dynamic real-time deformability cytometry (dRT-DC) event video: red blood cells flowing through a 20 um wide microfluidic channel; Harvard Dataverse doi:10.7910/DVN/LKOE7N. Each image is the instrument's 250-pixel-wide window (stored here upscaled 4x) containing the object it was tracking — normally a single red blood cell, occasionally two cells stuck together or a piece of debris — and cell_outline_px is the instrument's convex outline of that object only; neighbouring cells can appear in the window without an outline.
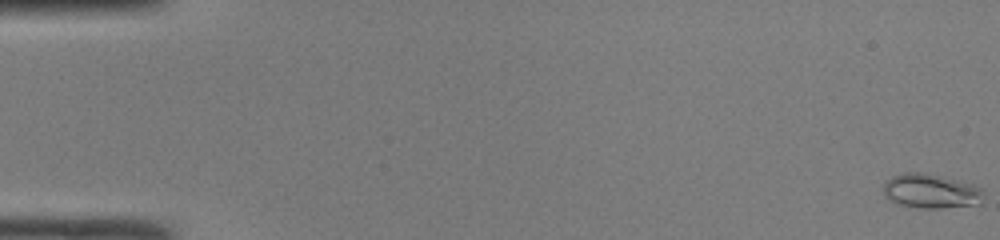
{"species": "common noctule bat (a hibernating species)", "species_latin": "Nyctalus noctula", "temperature_condition": "room temperature", "stored_images_in_passage": 50, "camera_frame_rate_fps": 3000, "um_per_image_px": 0.085, "animal": {"sex": "male", "body_mass_g": 19.0, "forearm_length_mm": 50.8}, "frame": {"image": 1, "passage_image": 1, "time_ms": 0.0, "image_size_px": [1000, 240], "cell_outline_px": [[984, 192], [980, 204], [940, 208], [916, 208], [896, 204], [888, 200], [884, 196], [884, 184], [892, 176], [904, 172], [924, 172], [972, 184], [980, 188]], "centroid_in_image_um": [79.09, 16.26], "position_along_channel_um": 5.9, "area_um2": 20.17}}
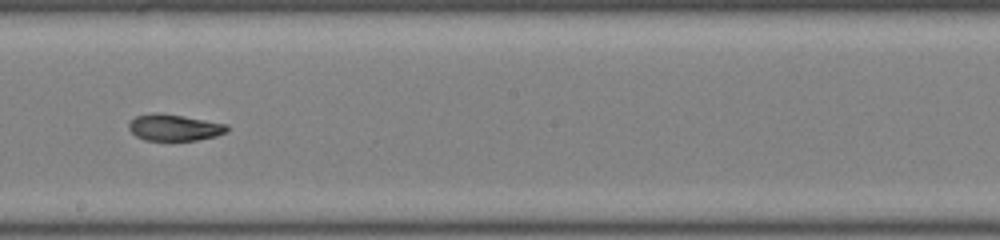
{"frame": {"image": 2, "passage_image": 29, "time_ms": 9.333, "image_size_px": [1000, 240], "cell_outline_px": [[228, 132], [216, 136], [196, 140], [144, 140], [136, 136], [128, 128], [128, 124], [136, 116], [152, 112], [160, 112], [184, 116], [228, 124]], "centroid_in_image_um": [14.82, 10.83], "position_along_channel_um": 233.4, "area_um2": 15.26}}
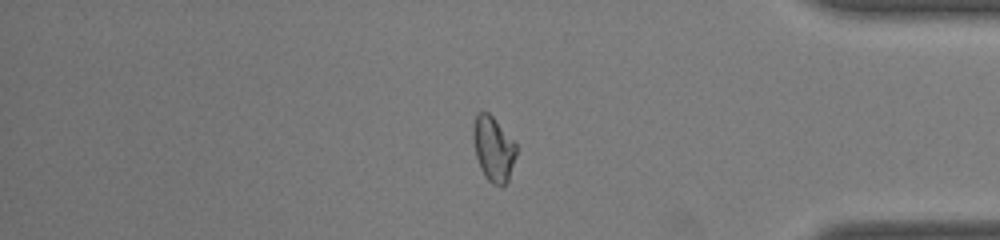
{"frame": {"image": 3, "passage_image": 42, "time_ms": 13.667, "image_size_px": [1000, 240], "cell_outline_px": [[516, 156], [508, 180], [500, 188], [492, 184], [484, 176], [480, 168], [476, 156], [472, 140], [472, 128], [476, 116], [480, 112], [488, 112], [492, 116], [516, 144]], "centroid_in_image_um": [41.92, 12.68], "position_along_channel_um": 393.3, "area_um2": 16.3}, "authors_computed_cell_mechanics": {"area_um2": 16.3285, "velocity_mm_per_s": 4.2242, "shape_relaxation_time_tau1_ms": null, "shape_relaxation_time_tau2_ms": 2.838, "deformation_change_tau1": null, "deformation_change_tau2": 0.0882}}